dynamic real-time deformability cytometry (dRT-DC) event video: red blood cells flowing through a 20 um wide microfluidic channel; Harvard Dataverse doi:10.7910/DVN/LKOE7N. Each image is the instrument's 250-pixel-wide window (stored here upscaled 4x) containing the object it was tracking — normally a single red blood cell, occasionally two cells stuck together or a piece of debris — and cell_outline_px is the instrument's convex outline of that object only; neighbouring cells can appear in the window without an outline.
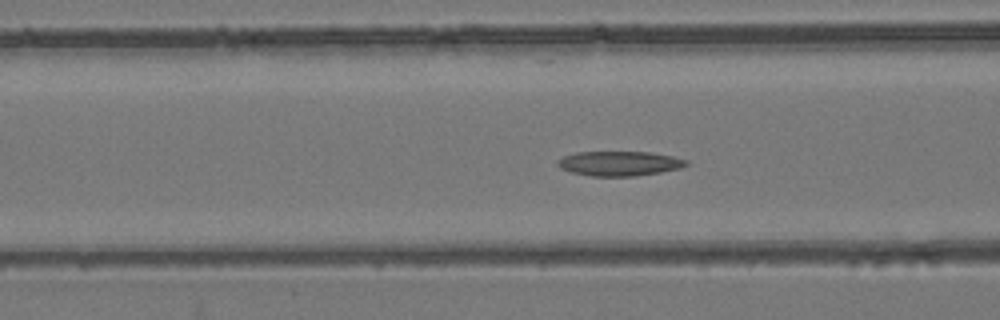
{"species": "common noctule bat (a hibernating species)", "species_latin": "Nyctalus noctula", "temperature_condition": "room temperature", "stored_images_in_passage": 49, "camera_frame_rate_fps": 3000, "um_per_image_px": 0.085, "animal": {"sex": "female", "body_mass_g": 24.6, "forearm_length_mm": 56.2}, "frame": {"image": 1, "passage_image": 17, "time_ms": 5.333, "image_size_px": [1000, 320], "cell_outline_px": [[688, 164], [680, 168], [660, 172], [636, 176], [592, 176], [572, 172], [560, 168], [556, 164], [556, 160], [564, 156], [576, 152], [648, 152], [672, 156], [688, 160]], "centroid_in_image_um": [52.63, 13.89], "position_along_channel_um": 114.0, "area_um2": 18.44}}
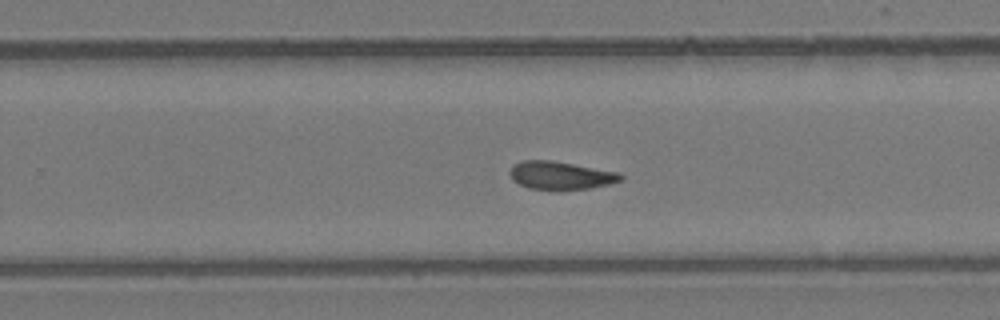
{"frame": {"image": 2, "passage_image": 30, "time_ms": 9.667, "image_size_px": [1000, 320], "cell_outline_px": [[624, 180], [608, 184], [588, 188], [560, 192], [528, 188], [512, 180], [508, 172], [512, 164], [524, 160], [548, 160], [620, 172], [624, 176]], "centroid_in_image_um": [47.63, 14.94], "position_along_channel_um": 282.2, "area_um2": 18.61}}
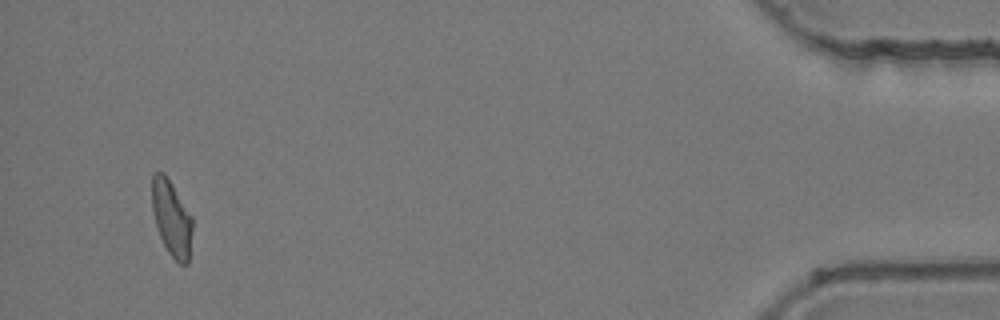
{"frame": {"image": 3, "passage_image": 47, "time_ms": 15.333, "image_size_px": [1000, 320], "cell_outline_px": [[192, 228], [188, 264], [180, 264], [168, 252], [160, 236], [156, 224], [152, 208], [152, 176], [156, 172], [164, 172], [172, 184], [192, 216]], "centroid_in_image_um": [14.59, 18.54], "position_along_channel_um": 420.6, "area_um2": 17.57}}